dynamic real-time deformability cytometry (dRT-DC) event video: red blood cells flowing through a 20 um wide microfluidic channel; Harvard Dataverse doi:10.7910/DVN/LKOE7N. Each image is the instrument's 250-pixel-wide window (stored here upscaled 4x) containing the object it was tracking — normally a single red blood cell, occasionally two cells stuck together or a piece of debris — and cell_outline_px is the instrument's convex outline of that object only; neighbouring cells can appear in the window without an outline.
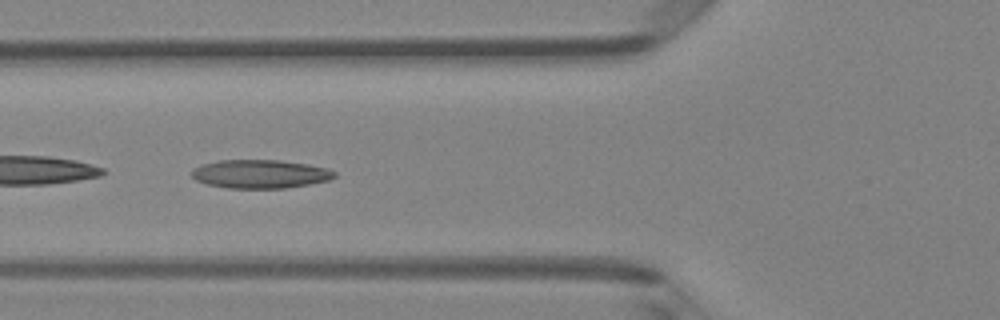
{"species": "Egyptian fruit bat (a non-hibernating species)", "species_latin": "Rousettus aegyptiacus", "temperature_condition": "room temperature", "stored_images_in_passage": 7, "camera_frame_rate_fps": 3000, "um_per_image_px": 0.085, "animal": {"sex": "female"}, "frame": {"image": 1, "passage_image": 4, "time_ms": 3.333, "image_size_px": [1000, 320], "cell_outline_px": [[336, 176], [328, 180], [308, 184], [284, 188], [228, 188], [208, 184], [196, 180], [192, 176], [192, 168], [200, 164], [220, 160], [280, 160], [308, 164], [328, 168], [336, 172]], "centroid_in_image_um": [22.11, 14.78], "position_along_channel_um": 103.7, "area_um2": 23.76}}
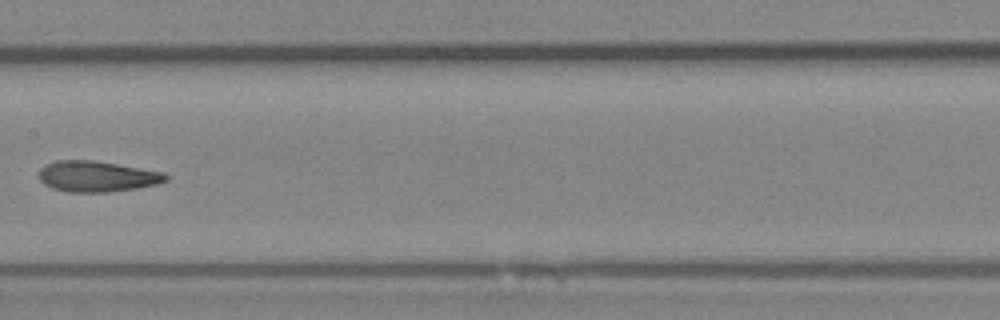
{"frame": {"image": 2, "passage_image": 6, "time_ms": 5.667, "image_size_px": [1000, 320], "cell_outline_px": [[168, 180], [156, 184], [136, 188], [108, 192], [68, 192], [52, 188], [44, 184], [40, 180], [40, 168], [56, 160], [96, 160], [164, 172], [168, 176]], "centroid_in_image_um": [8.25, 14.99], "position_along_channel_um": 199.1, "area_um2": 22.77}}
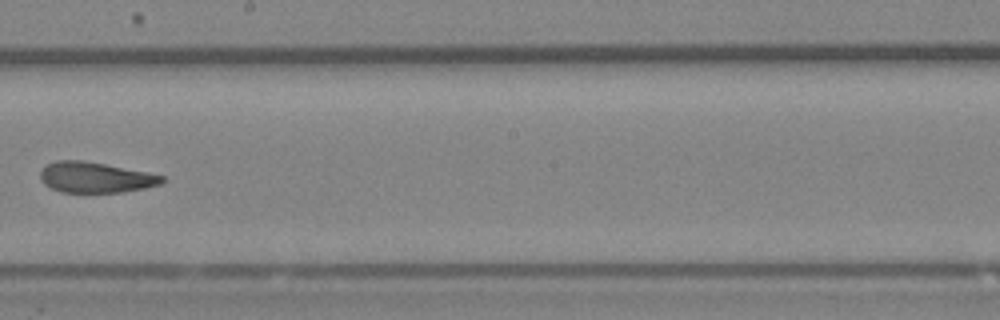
{"frame": {"image": 3, "passage_image": 7, "time_ms": 6.667, "image_size_px": [1000, 320], "cell_outline_px": [[164, 180], [160, 184], [144, 188], [124, 192], [60, 192], [44, 184], [40, 180], [40, 172], [48, 164], [56, 160], [84, 160], [148, 172], [164, 176]], "centroid_in_image_um": [8.1, 15.07], "position_along_channel_um": 240.1, "area_um2": 21.68}}